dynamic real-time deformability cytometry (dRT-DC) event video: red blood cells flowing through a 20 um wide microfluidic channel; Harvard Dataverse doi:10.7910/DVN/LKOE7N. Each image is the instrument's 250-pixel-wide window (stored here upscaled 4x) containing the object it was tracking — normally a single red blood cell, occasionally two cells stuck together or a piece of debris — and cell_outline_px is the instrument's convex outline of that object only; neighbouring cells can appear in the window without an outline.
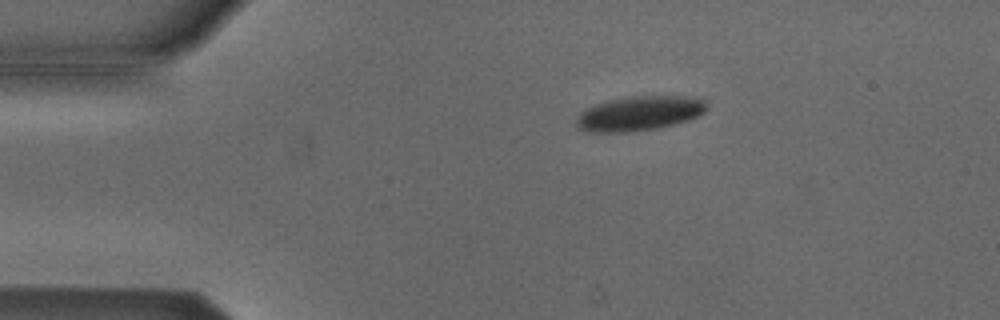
{"species": "Egyptian fruit bat (a non-hibernating species)", "species_latin": "Rousettus aegyptiacus", "temperature_condition": "cold", "stored_images_in_passage": 4, "camera_frame_rate_fps": 3000, "um_per_image_px": 0.085, "animal": {"sex": "male"}, "frame": {"image": 1, "passage_image": 3, "time_ms": 0.667, "image_size_px": [1000, 320], "cell_outline_px": [[708, 108], [700, 116], [676, 124], [656, 128], [628, 132], [588, 132], [576, 128], [576, 116], [580, 112], [596, 104], [608, 100], [628, 96], [692, 96], [704, 100], [708, 104]], "centroid_in_image_um": [54.36, 9.64], "position_along_channel_um": 30.6, "area_um2": 26.59}}